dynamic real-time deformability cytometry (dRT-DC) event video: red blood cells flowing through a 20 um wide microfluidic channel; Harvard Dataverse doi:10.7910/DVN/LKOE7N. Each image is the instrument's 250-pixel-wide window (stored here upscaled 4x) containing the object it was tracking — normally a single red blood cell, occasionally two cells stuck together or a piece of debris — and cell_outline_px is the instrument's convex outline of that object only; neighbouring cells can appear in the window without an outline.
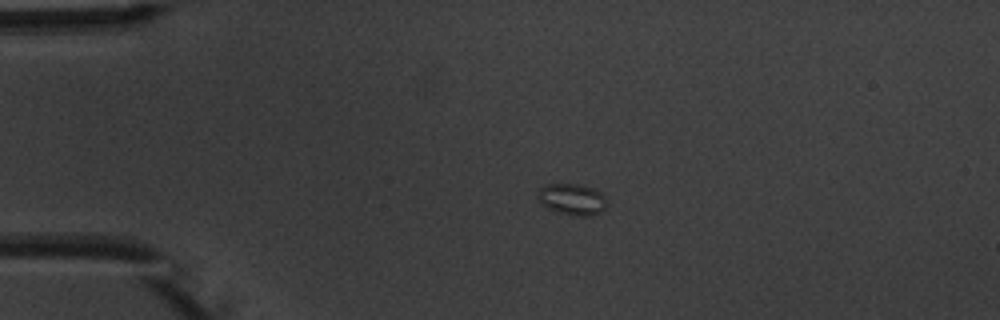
{"species": "common noctule bat (a hibernating species)", "species_latin": "Nyctalus noctula", "temperature_condition": "warm", "stored_images_in_passage": 4, "camera_frame_rate_fps": 3000, "um_per_image_px": 0.085, "animal": {"sex": "male", "body_mass_g": 20.1, "forearm_length_mm": 53.5}, "frame": {"image": 1, "passage_image": 3, "time_ms": 2.333, "image_size_px": [1000, 320], "cell_outline_px": [[608, 204], [600, 212], [592, 216], [576, 216], [556, 212], [548, 208], [536, 196], [540, 188], [548, 184], [576, 184], [592, 188], [600, 192], [604, 196]], "centroid_in_image_um": [48.65, 16.95], "position_along_channel_um": 36.4, "area_um2": 12.54}}